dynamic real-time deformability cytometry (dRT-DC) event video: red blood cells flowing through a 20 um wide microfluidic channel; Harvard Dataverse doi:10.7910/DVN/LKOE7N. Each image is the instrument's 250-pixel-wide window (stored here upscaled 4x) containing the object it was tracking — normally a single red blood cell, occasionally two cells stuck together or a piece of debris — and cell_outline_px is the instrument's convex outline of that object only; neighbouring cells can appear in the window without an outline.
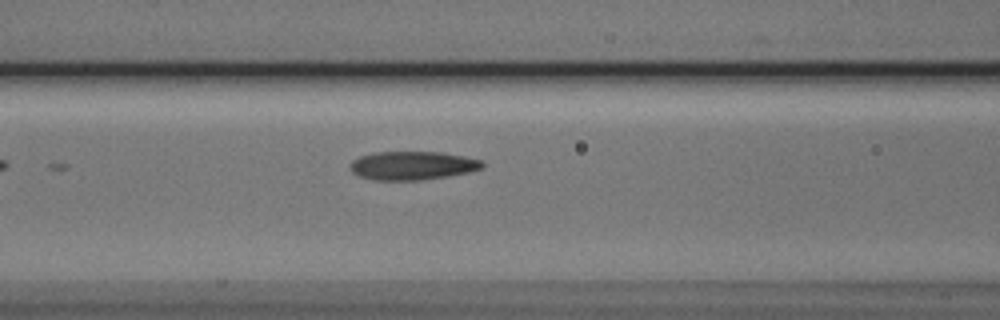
{"species": "Egyptian fruit bat (a non-hibernating species)", "species_latin": "Rousettus aegyptiacus", "temperature_condition": "cold", "stored_images_in_passage": 4, "camera_frame_rate_fps": 3000, "um_per_image_px": 0.085, "animal": {"sex": "male"}, "frame": {"image": 1, "passage_image": 4, "time_ms": 3.667, "image_size_px": [1000, 320], "cell_outline_px": [[484, 168], [468, 172], [448, 176], [420, 180], [376, 180], [360, 176], [352, 172], [348, 168], [348, 164], [352, 160], [360, 156], [376, 152], [444, 152], [484, 160]], "centroid_in_image_um": [35.07, 14.06], "position_along_channel_um": 131.5, "area_um2": 22.2}}